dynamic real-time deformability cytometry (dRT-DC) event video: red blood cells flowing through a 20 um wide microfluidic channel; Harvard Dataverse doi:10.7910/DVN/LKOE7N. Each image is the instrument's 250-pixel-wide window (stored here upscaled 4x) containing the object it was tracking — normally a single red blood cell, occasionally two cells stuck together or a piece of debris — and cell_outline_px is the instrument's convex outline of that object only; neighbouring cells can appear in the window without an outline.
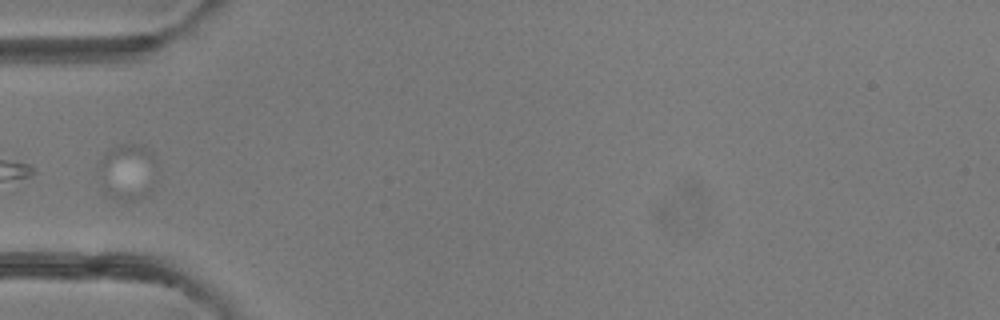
{"species": "common noctule bat (a hibernating species)", "species_latin": "Nyctalus noctula", "temperature_condition": "room temperature", "stored_images_in_passage": 9, "segment_of_instrument_passage": [2, 2], "camera_frame_rate_fps": 3000, "um_per_image_px": 0.085, "animal": {"sex": "female"}, "frame": {"image": 1, "passage_image": 5, "time_ms": 5.667, "image_size_px": [1000, 320], "cell_outline_px": [[156, 180], [148, 196], [140, 200], [120, 200], [108, 196], [100, 168], [100, 160], [104, 152], [120, 144], [144, 144], [152, 152], [156, 160]], "centroid_in_image_um": [10.94, 14.59], "position_along_channel_um": 74.1, "area_um2": 19.25}}
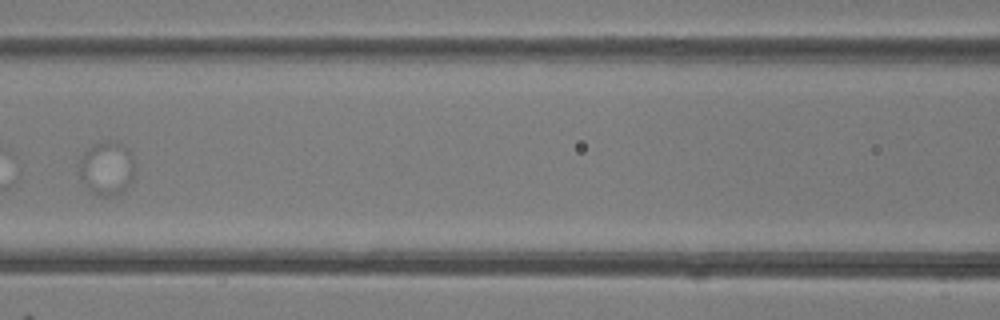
{"frame": {"image": 2, "passage_image": 7, "time_ms": 8.0, "image_size_px": [1000, 320], "cell_outline_px": [[132, 180], [116, 196], [96, 196], [84, 184], [76, 164], [80, 156], [88, 148], [96, 144], [108, 140], [120, 140], [128, 148], [132, 160]], "centroid_in_image_um": [9.02, 14.27], "position_along_channel_um": 157.6, "area_um2": 17.51}}
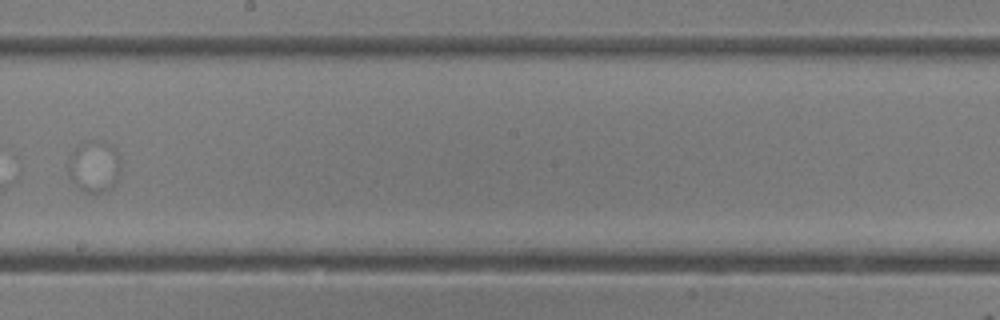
{"frame": {"image": 3, "passage_image": 9, "time_ms": 10.333, "image_size_px": [1000, 320], "cell_outline_px": [[120, 172], [112, 188], [96, 196], [84, 192], [72, 180], [68, 172], [68, 160], [72, 152], [80, 140], [100, 140], [112, 144], [116, 148], [120, 156]], "centroid_in_image_um": [8.02, 14.13], "position_along_channel_um": 240.2, "area_um2": 16.53}}